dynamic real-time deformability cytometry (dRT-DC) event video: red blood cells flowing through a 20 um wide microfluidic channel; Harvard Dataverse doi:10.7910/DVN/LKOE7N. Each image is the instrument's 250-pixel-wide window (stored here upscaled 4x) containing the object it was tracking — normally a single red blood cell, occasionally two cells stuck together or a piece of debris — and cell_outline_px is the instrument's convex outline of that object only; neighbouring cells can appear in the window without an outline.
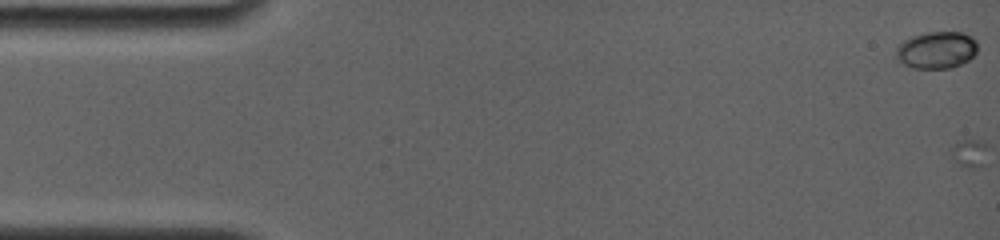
{"species": "common noctule bat (a hibernating species)", "species_latin": "Nyctalus noctula", "temperature_condition": "room temperature", "stored_images_in_passage": 4, "camera_frame_rate_fps": 4000, "um_per_image_px": 0.085, "animal": {"sex": "female", "body_mass_g": 19.0, "forearm_length_mm": 56.7}, "frame": {"image": 1, "passage_image": 1, "time_ms": 0.0, "image_size_px": [1000, 240], "cell_outline_px": [[976, 52], [968, 60], [960, 64], [948, 68], [912, 68], [896, 60], [896, 48], [904, 40], [912, 36], [928, 32], [964, 32], [972, 36], [976, 40]], "centroid_in_image_um": [79.59, 4.24], "position_along_channel_um": 5.4, "area_um2": 17.57}}